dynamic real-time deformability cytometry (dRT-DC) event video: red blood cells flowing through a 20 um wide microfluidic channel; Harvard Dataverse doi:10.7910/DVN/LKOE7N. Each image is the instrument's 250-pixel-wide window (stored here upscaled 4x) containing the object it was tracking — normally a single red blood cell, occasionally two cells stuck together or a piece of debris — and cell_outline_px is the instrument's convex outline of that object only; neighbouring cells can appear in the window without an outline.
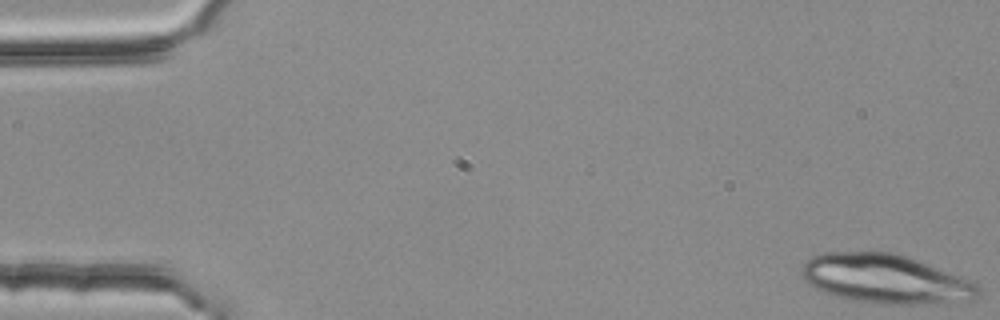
{"species": "common noctule bat (a hibernating species)", "species_latin": "Nyctalus noctula", "temperature_condition": "room temperature", "stored_images_in_passage": 6, "camera_frame_rate_fps": 3000, "um_per_image_px": 0.085, "animal": {"sex": "female", "body_mass_g": 25.1}, "frame": {"image": 1, "passage_image": 6, "time_ms": 1.667, "image_size_px": [1000, 320], "cell_outline_px": [[980, 296], [976, 300], [936, 304], [888, 304], [860, 300], [836, 296], [824, 292], [816, 288], [804, 280], [800, 272], [800, 268], [804, 260], [812, 256], [824, 252], [900, 252], [972, 280], [980, 288]], "centroid_in_image_um": [75.33, 23.69], "position_along_channel_um": 9.7, "area_um2": 51.21}}